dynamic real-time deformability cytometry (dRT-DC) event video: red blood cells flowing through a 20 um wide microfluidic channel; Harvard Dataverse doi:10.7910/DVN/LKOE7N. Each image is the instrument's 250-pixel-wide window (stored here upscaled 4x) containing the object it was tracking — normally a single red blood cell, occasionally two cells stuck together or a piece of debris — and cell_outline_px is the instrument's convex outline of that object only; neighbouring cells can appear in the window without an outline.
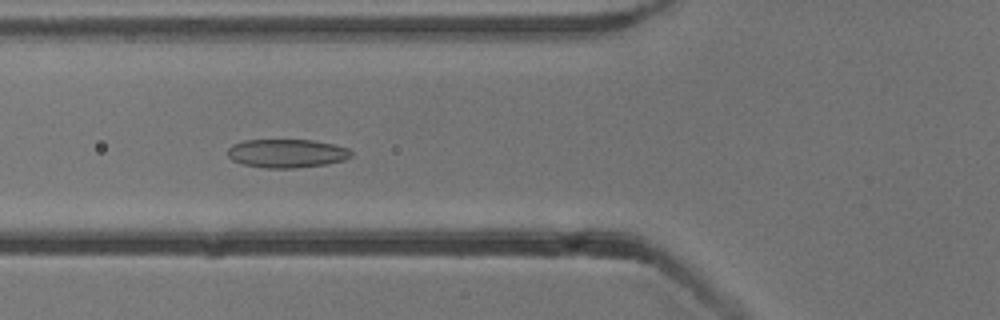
{"species": "common noctule bat (a hibernating species)", "species_latin": "Nyctalus noctula", "temperature_condition": "cold", "stored_images_in_passage": 45, "camera_frame_rate_fps": 3000, "um_per_image_px": 0.085, "animal": {"sex": "male", "body_mass_g": 13.3}, "frame": {"image": 1, "passage_image": 11, "time_ms": 3.333, "image_size_px": [1000, 320], "cell_outline_px": [[352, 156], [344, 160], [328, 164], [296, 168], [264, 168], [244, 164], [232, 160], [228, 156], [228, 148], [232, 144], [244, 140], [312, 140], [332, 144], [348, 148], [352, 152]], "centroid_in_image_um": [24.38, 13.04], "position_along_channel_um": 101.4, "area_um2": 20.63}}
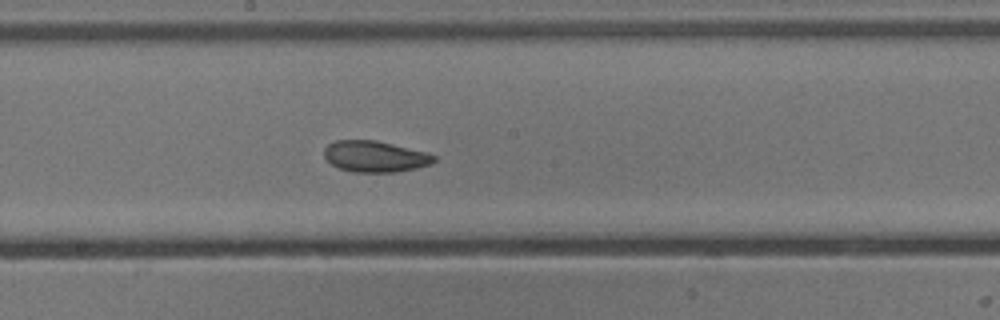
{"frame": {"image": 2, "passage_image": 20, "time_ms": 6.333, "image_size_px": [1000, 320], "cell_outline_px": [[436, 160], [432, 164], [416, 168], [396, 172], [352, 172], [340, 168], [332, 164], [324, 156], [324, 148], [328, 144], [336, 140], [376, 140], [428, 152], [436, 156]], "centroid_in_image_um": [31.9, 13.29], "position_along_channel_um": 216.3, "area_um2": 20.06}}
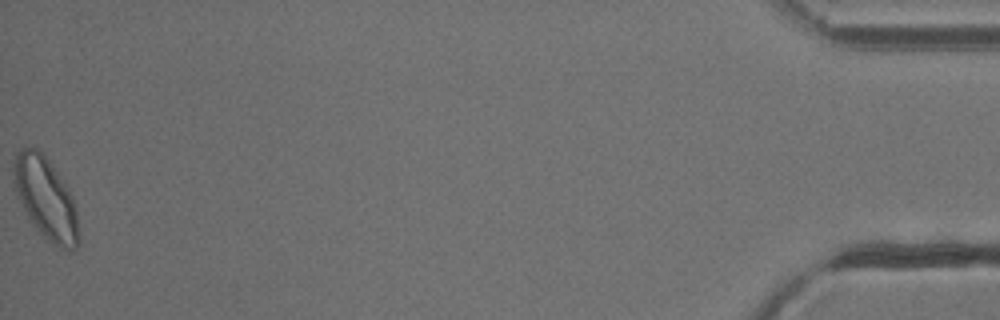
{"frame": {"image": 3, "passage_image": 45, "time_ms": 14.667, "image_size_px": [1000, 320], "cell_outline_px": [[80, 244], [72, 252], [68, 252], [44, 240], [28, 220], [16, 196], [12, 180], [12, 172], [16, 152], [20, 148], [32, 144], [44, 152], [68, 188], [72, 196], [76, 208], [80, 236]], "centroid_in_image_um": [3.87, 16.88], "position_along_channel_um": 431.3, "area_um2": 32.54}, "authors_computed_cell_mechanics": {"area_um2": 21.6172, "velocity_mm_per_s": 3.8185, "shape_relaxation_time_tau1_ms": null, "shape_relaxation_time_tau2_ms": 4.3235, "deformation_change_tau1": null, "deformation_change_tau2": 0.0887}}